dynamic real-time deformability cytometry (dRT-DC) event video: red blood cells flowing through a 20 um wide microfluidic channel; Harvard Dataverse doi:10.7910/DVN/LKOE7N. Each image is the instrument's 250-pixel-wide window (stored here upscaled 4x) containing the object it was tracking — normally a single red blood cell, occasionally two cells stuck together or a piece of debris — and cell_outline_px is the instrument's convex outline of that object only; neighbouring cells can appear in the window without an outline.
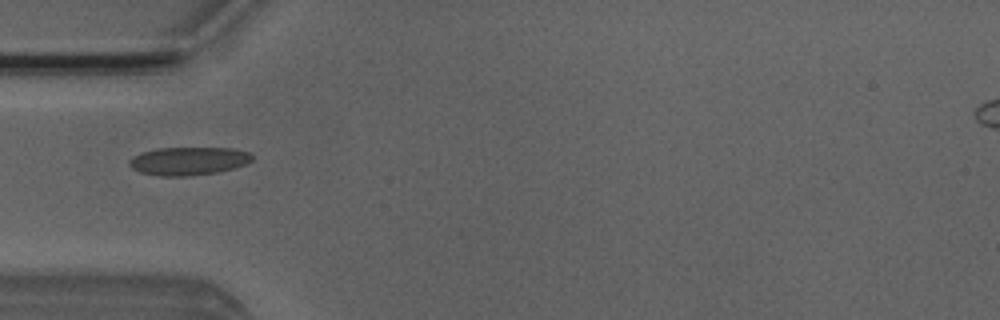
{"species": "Egyptian fruit bat (a non-hibernating species)", "species_latin": "Rousettus aegyptiacus", "temperature_condition": "room temperature", "stored_images_in_passage": 38, "camera_frame_rate_fps": 3000, "um_per_image_px": 0.085, "animal": {"sex": "male"}, "frame": {"image": 1, "passage_image": 3, "time_ms": 0.667, "image_size_px": [1000, 320], "cell_outline_px": [[252, 160], [244, 164], [232, 168], [216, 172], [188, 176], [160, 176], [140, 172], [132, 168], [128, 164], [128, 160], [132, 156], [144, 152], [160, 148], [232, 148], [248, 152], [252, 156]], "centroid_in_image_um": [15.98, 13.68], "position_along_channel_um": 69.0, "area_um2": 19.94}}
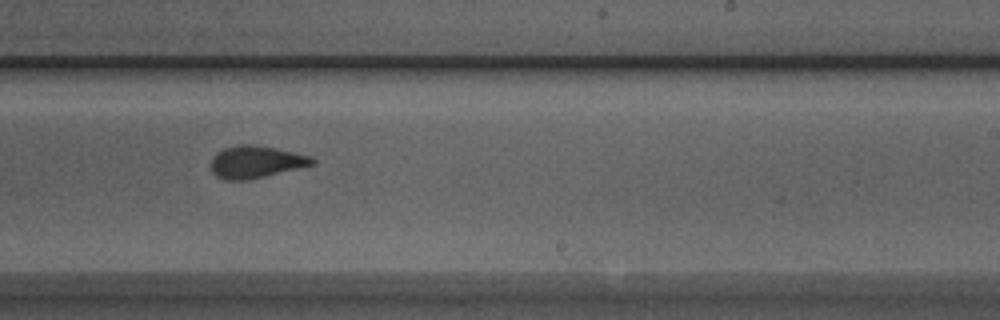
{"frame": {"image": 2, "passage_image": 18, "time_ms": 5.667, "image_size_px": [1000, 320], "cell_outline_px": [[316, 164], [248, 180], [224, 180], [216, 176], [212, 172], [212, 156], [224, 148], [240, 144], [252, 144], [276, 148], [312, 156], [316, 160]], "centroid_in_image_um": [21.77, 13.76], "position_along_channel_um": 267.2, "area_um2": 19.07}}
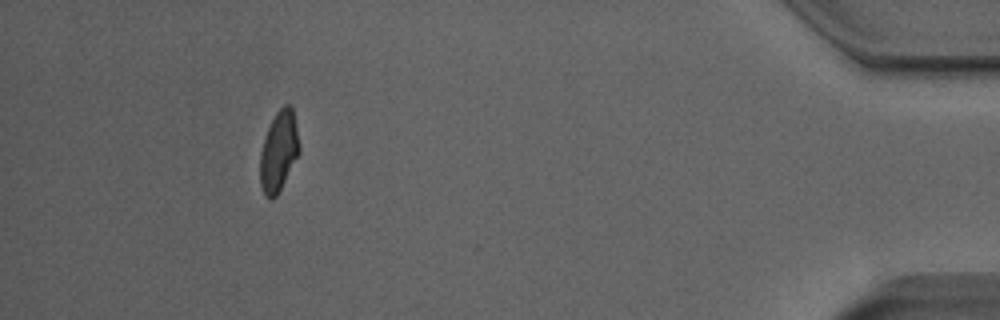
{"frame": {"image": 3, "passage_image": 34, "time_ms": 11.0, "image_size_px": [1000, 320], "cell_outline_px": [[300, 152], [276, 196], [272, 200], [268, 200], [264, 196], [260, 184], [260, 152], [264, 136], [276, 112], [284, 104], [288, 104], [292, 108], [300, 148]], "centroid_in_image_um": [23.67, 12.89], "position_along_channel_um": 411.5, "area_um2": 18.26}, "authors_computed_cell_mechanics": {"area_um2": 18.9295, "velocity_mm_per_s": 3.9584, "shape_relaxation_time_tau1_ms": 7.4055, "shape_relaxation_time_tau2_ms": 0.9359, "deformation_change_tau1": 0.1934, "deformation_change_tau2": 0.0642}}